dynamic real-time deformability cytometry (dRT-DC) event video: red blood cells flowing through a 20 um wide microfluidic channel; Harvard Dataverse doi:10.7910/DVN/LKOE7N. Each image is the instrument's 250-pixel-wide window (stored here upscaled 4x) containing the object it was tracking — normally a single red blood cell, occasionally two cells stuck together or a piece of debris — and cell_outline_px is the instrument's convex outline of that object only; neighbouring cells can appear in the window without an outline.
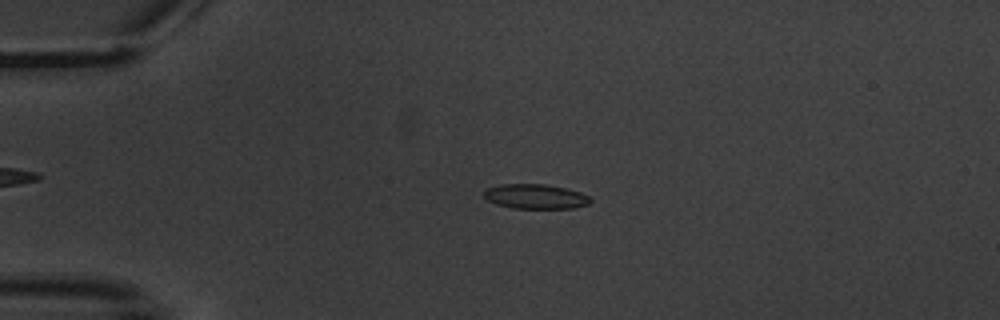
{"species": "common noctule bat (a hibernating species)", "species_latin": "Nyctalus noctula", "temperature_condition": "warm", "stored_images_in_passage": 6, "camera_frame_rate_fps": 3000, "um_per_image_px": 0.085, "animal": {"sex": "male", "body_mass_g": 20.1, "forearm_length_mm": 53.5}, "frame": {"image": 1, "passage_image": 5, "time_ms": 4.667, "image_size_px": [1000, 320], "cell_outline_px": [[592, 200], [588, 204], [572, 208], [512, 208], [496, 204], [488, 200], [484, 196], [484, 192], [488, 188], [500, 184], [544, 184], [564, 188], [580, 192], [588, 196]], "centroid_in_image_um": [45.5, 16.7], "position_along_channel_um": 39.5, "area_um2": 15.14}}